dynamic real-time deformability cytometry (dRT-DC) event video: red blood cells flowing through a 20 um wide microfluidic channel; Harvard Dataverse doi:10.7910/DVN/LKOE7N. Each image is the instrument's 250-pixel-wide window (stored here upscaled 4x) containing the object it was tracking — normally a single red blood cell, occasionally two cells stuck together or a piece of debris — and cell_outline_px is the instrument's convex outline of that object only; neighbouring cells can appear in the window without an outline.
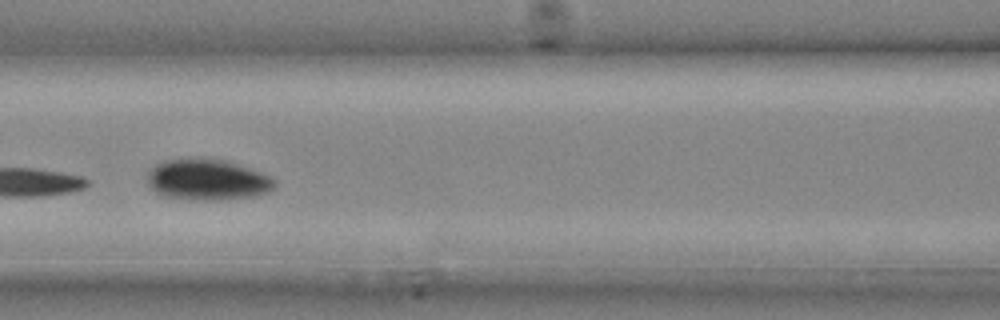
{"species": "common noctule bat (a hibernating species)", "species_latin": "Nyctalus noctula", "temperature_condition": "cold", "stored_images_in_passage": 24, "camera_frame_rate_fps": 3000, "um_per_image_px": 0.085, "animal": {"sex": "male", "body_mass_g": 20.4}, "frame": {"image": 1, "passage_image": 11, "time_ms": 3.333, "image_size_px": [1000, 320], "cell_outline_px": [[276, 188], [268, 192], [252, 196], [216, 200], [196, 200], [164, 196], [156, 192], [148, 184], [148, 172], [156, 164], [164, 160], [200, 156], [204, 156], [224, 160], [272, 176], [276, 180]], "centroid_in_image_um": [17.63, 15.25], "position_along_channel_um": 149.0, "area_um2": 30.75}}